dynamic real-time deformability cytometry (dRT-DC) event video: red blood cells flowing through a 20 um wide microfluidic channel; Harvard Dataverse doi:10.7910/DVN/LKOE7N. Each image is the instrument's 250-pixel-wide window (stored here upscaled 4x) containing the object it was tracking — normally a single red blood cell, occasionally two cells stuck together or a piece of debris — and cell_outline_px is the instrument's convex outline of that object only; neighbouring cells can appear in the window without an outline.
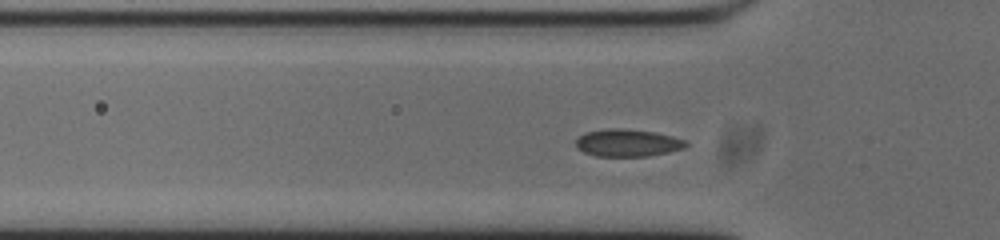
{"species": "common noctule bat (a hibernating species)", "species_latin": "Nyctalus noctula", "temperature_condition": "cold", "stored_images_in_passage": 37, "camera_frame_rate_fps": 3000, "um_per_image_px": 0.085, "animal": {"sex": "male", "body_mass_g": 20.0, "forearm_length_mm": 53.3}, "frame": {"image": 1, "passage_image": 3, "time_ms": 0.667, "image_size_px": [1000, 240], "cell_outline_px": [[688, 144], [684, 148], [668, 152], [648, 156], [596, 156], [584, 152], [576, 148], [576, 140], [584, 132], [608, 128], [624, 128], [656, 132], [688, 140]], "centroid_in_image_um": [53.35, 12.13], "position_along_channel_um": 72.4, "area_um2": 17.74}}
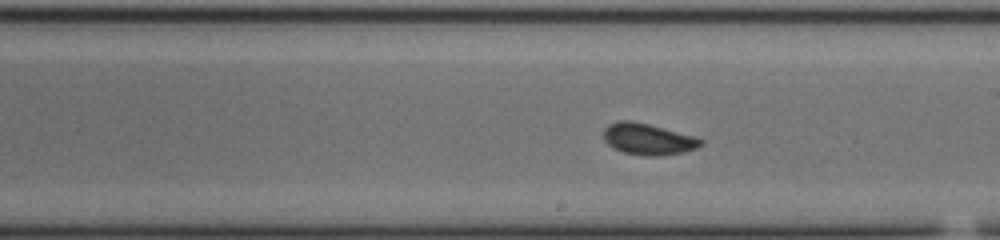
{"frame": {"image": 2, "passage_image": 16, "time_ms": 5.0, "image_size_px": [1000, 240], "cell_outline_px": [[704, 144], [696, 148], [684, 152], [660, 156], [644, 156], [624, 152], [612, 148], [604, 140], [604, 128], [608, 124], [620, 120], [632, 120], [696, 136], [704, 140]], "centroid_in_image_um": [55.1, 11.82], "position_along_channel_um": 233.9, "area_um2": 17.98}}
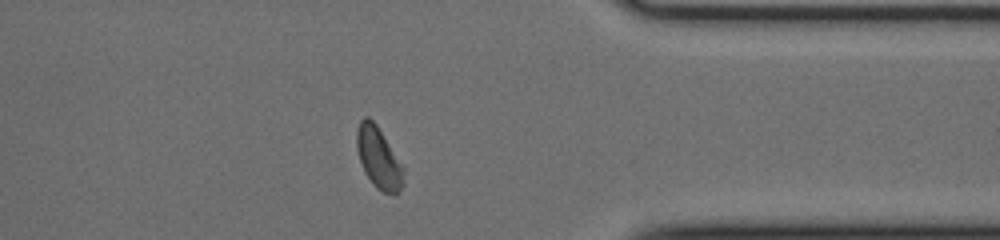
{"frame": {"image": 3, "passage_image": 29, "time_ms": 9.333, "image_size_px": [1000, 240], "cell_outline_px": [[404, 184], [400, 192], [392, 196], [376, 188], [364, 172], [356, 148], [356, 128], [360, 120], [364, 116], [368, 116], [376, 124], [404, 168]], "centroid_in_image_um": [32.18, 13.44], "position_along_channel_um": 379.2, "area_um2": 16.88}, "authors_computed_cell_mechanics": {"area_um2": 17.051, "velocity_mm_per_s": 3.7223, "shape_relaxation_time_tau1_ms": 2.7957, "shape_relaxation_time_tau2_ms": null, "deformation_change_tau1": 0.0631, "deformation_change_tau2": null}}